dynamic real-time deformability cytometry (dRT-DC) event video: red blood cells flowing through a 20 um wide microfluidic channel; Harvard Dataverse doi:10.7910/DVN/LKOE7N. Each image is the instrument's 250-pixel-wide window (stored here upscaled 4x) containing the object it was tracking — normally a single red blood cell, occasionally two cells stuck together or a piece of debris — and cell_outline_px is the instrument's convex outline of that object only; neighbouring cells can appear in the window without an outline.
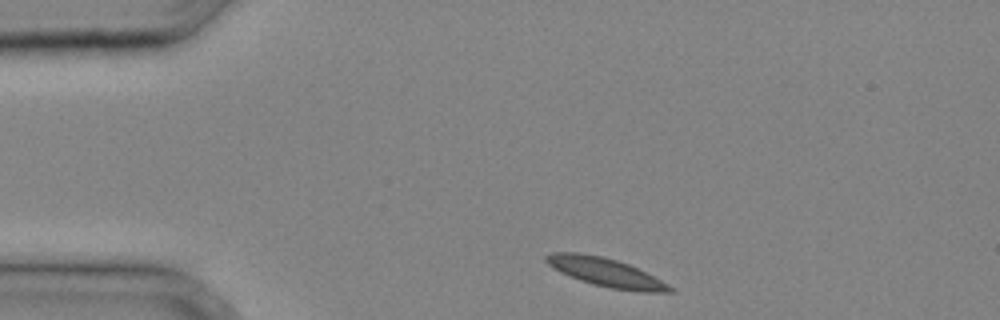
{"species": "common noctule bat (a hibernating species)", "species_latin": "Nyctalus noctula", "temperature_condition": "cold", "stored_images_in_passage": 29, "camera_frame_rate_fps": 3000, "um_per_image_px": 0.085, "animal": {"sex": "male", "body_mass_g": 20.4}, "frame": {"image": 1, "passage_image": 1, "time_ms": 0.0, "image_size_px": [1000, 320], "cell_outline_px": [[676, 292], [640, 292], [608, 288], [592, 284], [580, 280], [560, 272], [552, 268], [544, 260], [544, 256], [552, 252], [580, 252], [600, 256], [616, 260], [628, 264], [676, 288]], "centroid_in_image_um": [51.47, 23.16], "position_along_channel_um": 33.5, "area_um2": 20.63}}
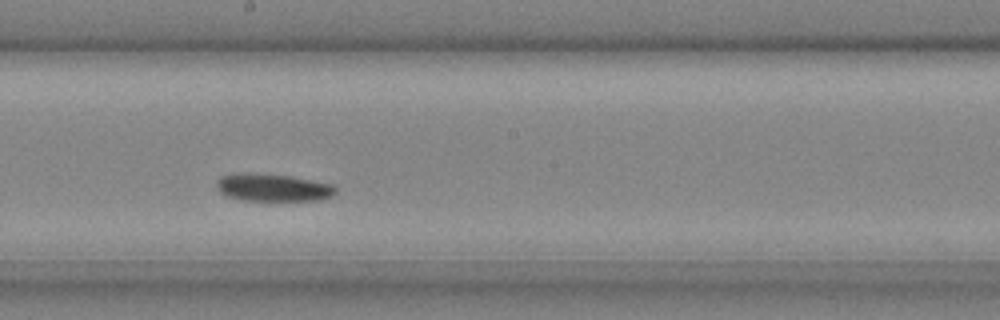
{"frame": {"image": 2, "passage_image": 14, "time_ms": 4.333, "image_size_px": [1000, 320], "cell_outline_px": [[336, 192], [332, 196], [320, 200], [244, 200], [228, 196], [220, 192], [216, 184], [216, 180], [220, 176], [244, 172], [288, 176], [332, 184], [336, 188]], "centroid_in_image_um": [23.18, 15.94], "position_along_channel_um": 225.0, "area_um2": 18.9}}
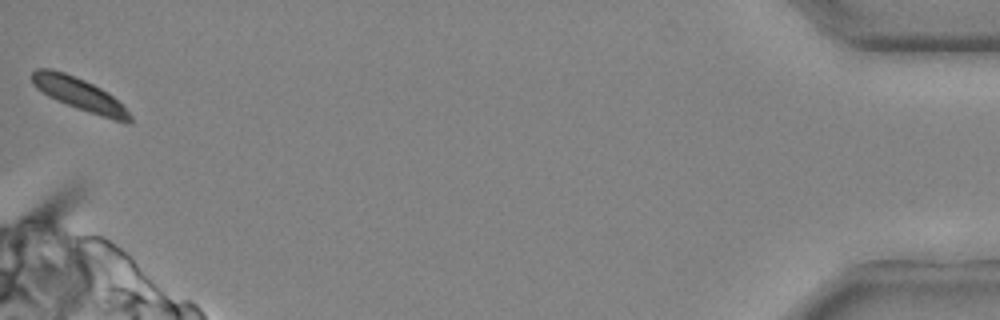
{"frame": {"image": 3, "passage_image": 29, "time_ms": 9.333, "image_size_px": [1000, 320], "cell_outline_px": [[132, 124], [128, 124], [88, 112], [76, 108], [56, 100], [48, 96], [36, 88], [32, 84], [32, 72], [36, 68], [52, 68], [64, 72], [84, 80], [108, 92], [132, 116]], "centroid_in_image_um": [6.72, 8.0], "position_along_channel_um": 428.5, "area_um2": 18.5}}